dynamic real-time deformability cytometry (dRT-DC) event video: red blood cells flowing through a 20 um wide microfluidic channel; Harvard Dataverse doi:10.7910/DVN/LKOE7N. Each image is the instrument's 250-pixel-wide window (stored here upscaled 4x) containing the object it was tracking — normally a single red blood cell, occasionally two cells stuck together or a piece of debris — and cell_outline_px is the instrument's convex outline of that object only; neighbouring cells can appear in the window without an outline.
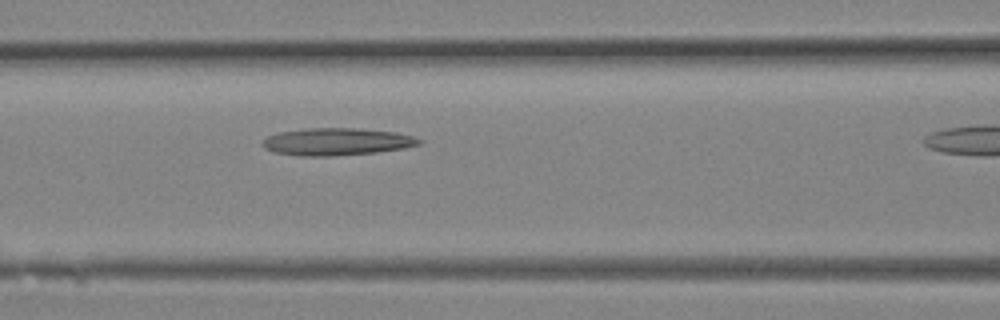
{"species": "Egyptian fruit bat (a non-hibernating species)", "species_latin": "Rousettus aegyptiacus", "temperature_condition": "room temperature", "stored_images_in_passage": 8, "segment_of_instrument_passage": [1, 2], "camera_frame_rate_fps": 3000, "um_per_image_px": 0.085, "animal": {"sex": "female"}, "frame": {"image": 1, "passage_image": 7, "time_ms": 2.0, "image_size_px": [1000, 320], "cell_outline_px": [[424, 140], [420, 144], [404, 148], [376, 152], [332, 156], [300, 156], [272, 152], [264, 148], [260, 144], [268, 136], [280, 132], [308, 128], [352, 128], [396, 132], [412, 136]], "centroid_in_image_um": [28.6, 12.05], "position_along_channel_um": 138.0, "area_um2": 24.91}}